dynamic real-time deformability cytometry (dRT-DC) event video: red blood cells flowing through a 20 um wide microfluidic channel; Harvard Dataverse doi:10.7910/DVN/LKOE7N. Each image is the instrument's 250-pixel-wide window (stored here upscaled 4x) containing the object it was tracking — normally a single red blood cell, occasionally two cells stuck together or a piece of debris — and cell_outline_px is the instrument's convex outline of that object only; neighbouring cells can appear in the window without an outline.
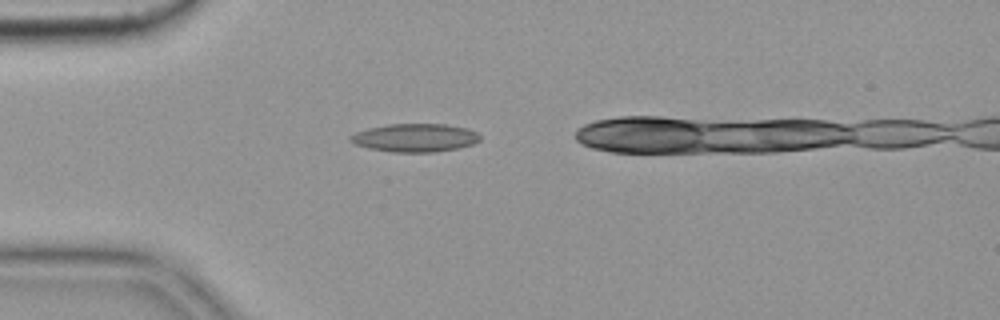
{"species": "common noctule bat (a hibernating species)", "species_latin": "Nyctalus noctula", "temperature_condition": "cold", "stored_images_in_passage": 2, "camera_frame_rate_fps": 3000, "um_per_image_px": 0.085, "animal": {"sex": "female", "body_mass_g": 19.9}, "frame": {"image": 1, "passage_image": 1, "time_ms": 0.0, "image_size_px": [1000, 320], "cell_outline_px": [[480, 140], [472, 144], [460, 148], [436, 152], [392, 152], [368, 148], [352, 144], [348, 140], [348, 136], [356, 132], [368, 128], [388, 124], [444, 124], [468, 128], [476, 132], [480, 136]], "centroid_in_image_um": [35.24, 11.71], "position_along_channel_um": 49.8, "area_um2": 21.56}}